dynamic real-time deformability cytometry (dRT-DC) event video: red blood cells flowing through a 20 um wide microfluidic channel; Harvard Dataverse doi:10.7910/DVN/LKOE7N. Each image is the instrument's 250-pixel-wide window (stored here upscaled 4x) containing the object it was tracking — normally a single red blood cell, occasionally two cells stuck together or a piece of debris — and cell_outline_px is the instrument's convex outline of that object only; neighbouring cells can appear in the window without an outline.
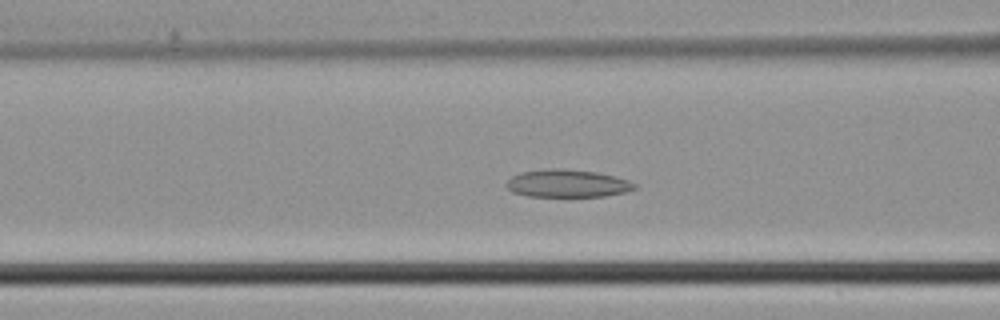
{"species": "common noctule bat (a hibernating species)", "species_latin": "Nyctalus noctula", "temperature_condition": "cold", "stored_images_in_passage": 44, "camera_frame_rate_fps": 3000, "um_per_image_px": 0.085, "animal": {"sex": "male", "body_mass_g": 21.5, "forearm_length_mm": 52.0}, "frame": {"image": 1, "passage_image": 16, "time_ms": 5.0, "image_size_px": [1000, 320], "cell_outline_px": [[636, 188], [628, 192], [604, 196], [528, 196], [512, 192], [504, 184], [512, 176], [520, 172], [544, 168], [564, 168], [596, 172], [628, 180], [636, 184]], "centroid_in_image_um": [48.2, 15.58], "position_along_channel_um": 118.4, "area_um2": 20.81}}
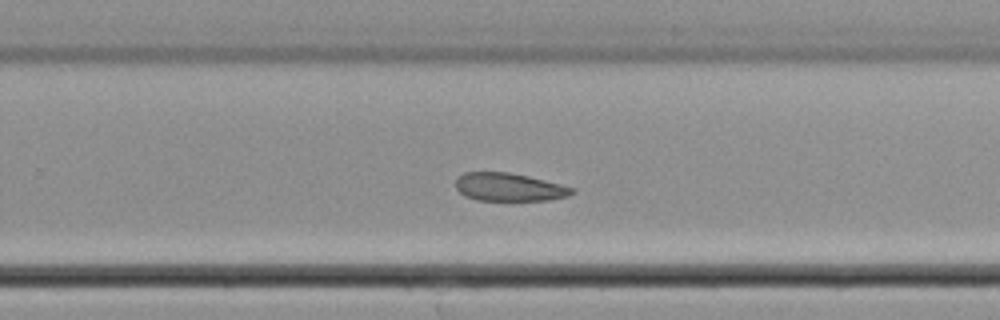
{"frame": {"image": 2, "passage_image": 27, "time_ms": 8.667, "image_size_px": [1000, 320], "cell_outline_px": [[576, 192], [568, 196], [548, 200], [476, 200], [464, 196], [456, 188], [456, 176], [464, 172], [508, 172], [528, 176], [576, 188]], "centroid_in_image_um": [43.26, 15.9], "position_along_channel_um": 286.5, "area_um2": 19.13}}
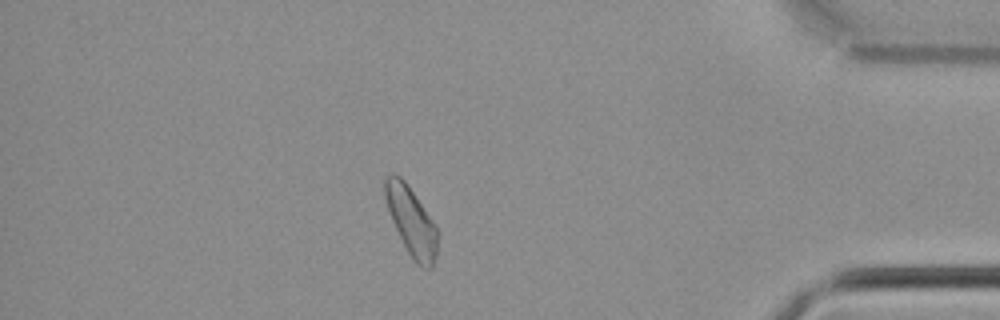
{"frame": {"image": 3, "passage_image": 37, "time_ms": 12.0, "image_size_px": [1000, 320], "cell_outline_px": [[436, 256], [432, 268], [420, 268], [412, 260], [392, 220], [384, 196], [384, 180], [392, 172], [396, 172], [404, 180], [432, 220], [436, 228]], "centroid_in_image_um": [34.94, 18.81], "position_along_channel_um": 400.3, "area_um2": 20.52}}